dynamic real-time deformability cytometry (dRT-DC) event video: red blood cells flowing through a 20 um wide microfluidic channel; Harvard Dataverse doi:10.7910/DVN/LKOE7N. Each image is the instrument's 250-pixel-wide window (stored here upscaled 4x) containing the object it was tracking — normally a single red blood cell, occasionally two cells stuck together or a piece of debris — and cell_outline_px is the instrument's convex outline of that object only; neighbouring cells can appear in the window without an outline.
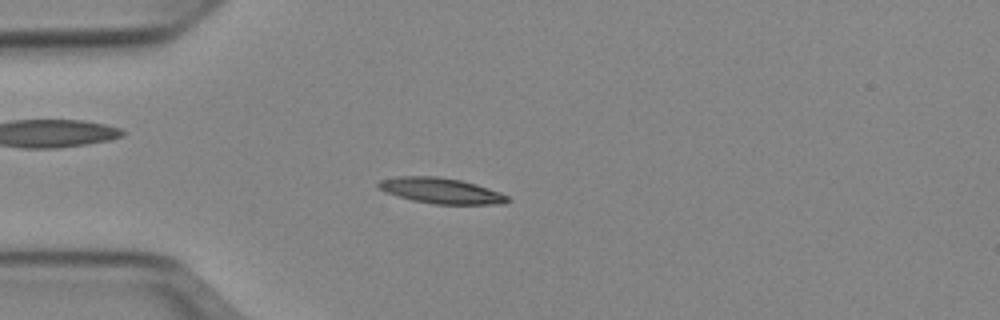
{"species": "Egyptian fruit bat (a non-hibernating species)", "species_latin": "Rousettus aegyptiacus", "temperature_condition": "cold", "stored_images_in_passage": 51, "camera_frame_rate_fps": 3000, "um_per_image_px": 0.085, "animal": {"sex": "female"}, "frame": {"image": 1, "passage_image": 13, "time_ms": 4.0, "image_size_px": [1000, 320], "cell_outline_px": [[512, 200], [504, 204], [432, 204], [412, 200], [384, 192], [376, 184], [380, 180], [396, 176], [436, 176], [460, 180], [476, 184], [500, 192], [508, 196]], "centroid_in_image_um": [37.49, 16.21], "position_along_channel_um": 47.5, "area_um2": 19.36}}
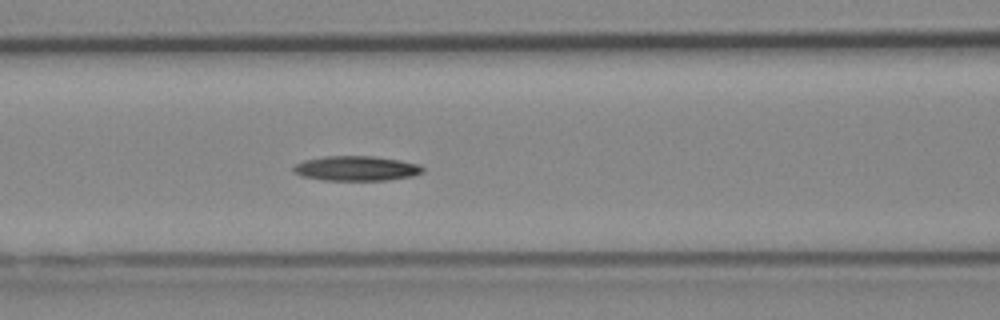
{"frame": {"image": 2, "passage_image": 21, "time_ms": 6.667, "image_size_px": [1000, 320], "cell_outline_px": [[424, 172], [412, 176], [388, 180], [324, 180], [300, 176], [292, 172], [292, 168], [296, 164], [304, 160], [324, 156], [376, 156], [400, 160], [420, 164], [424, 168]], "centroid_in_image_um": [30.28, 14.31], "position_along_channel_um": 136.3, "area_um2": 18.9}}
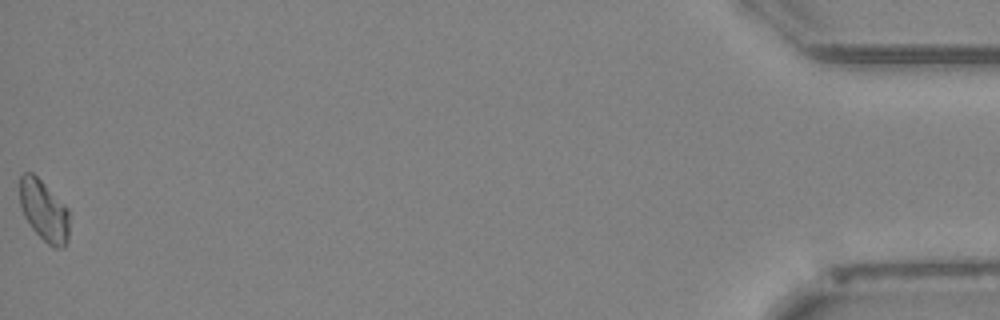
{"frame": {"image": 3, "passage_image": 51, "time_ms": 16.667, "image_size_px": [1000, 320], "cell_outline_px": [[68, 240], [64, 248], [52, 248], [32, 228], [24, 216], [20, 208], [20, 176], [24, 172], [32, 172], [68, 208]], "centroid_in_image_um": [3.73, 17.93], "position_along_channel_um": 431.5, "area_um2": 17.51}, "authors_computed_cell_mechanics": {"area_um2": 17.8602, "velocity_mm_per_s": 3.9266, "shape_relaxation_time_tau1_ms": 2.5427, "shape_relaxation_time_tau2_ms": null, "deformation_change_tau1": 0.1318, "deformation_change_tau2": null}}